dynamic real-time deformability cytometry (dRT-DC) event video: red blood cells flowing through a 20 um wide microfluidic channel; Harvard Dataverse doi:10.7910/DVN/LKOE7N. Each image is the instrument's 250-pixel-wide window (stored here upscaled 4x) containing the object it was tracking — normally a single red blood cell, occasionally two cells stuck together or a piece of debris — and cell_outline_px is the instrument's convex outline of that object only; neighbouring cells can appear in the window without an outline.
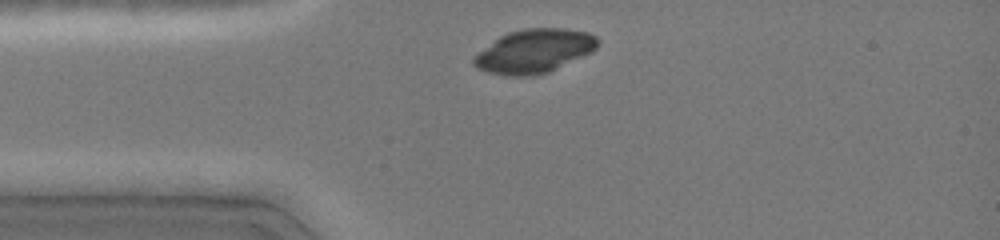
{"species": "common noctule bat (a hibernating species)", "species_latin": "Nyctalus noctula", "temperature_condition": "cold", "stored_images_in_passage": 28, "camera_frame_rate_fps": 3000, "um_per_image_px": 0.085, "animal": {"sex": "female", "body_mass_g": 19.0, "forearm_length_mm": 51.5}, "frame": {"image": 1, "passage_image": 5, "time_ms": 0.667, "image_size_px": [1000, 240], "cell_outline_px": [[596, 48], [592, 52], [548, 72], [536, 76], [504, 76], [488, 72], [476, 68], [472, 64], [472, 56], [500, 36], [508, 32], [524, 28], [564, 28], [588, 32], [596, 36]], "centroid_in_image_um": [45.36, 4.35], "position_along_channel_um": 39.6, "area_um2": 31.67}}